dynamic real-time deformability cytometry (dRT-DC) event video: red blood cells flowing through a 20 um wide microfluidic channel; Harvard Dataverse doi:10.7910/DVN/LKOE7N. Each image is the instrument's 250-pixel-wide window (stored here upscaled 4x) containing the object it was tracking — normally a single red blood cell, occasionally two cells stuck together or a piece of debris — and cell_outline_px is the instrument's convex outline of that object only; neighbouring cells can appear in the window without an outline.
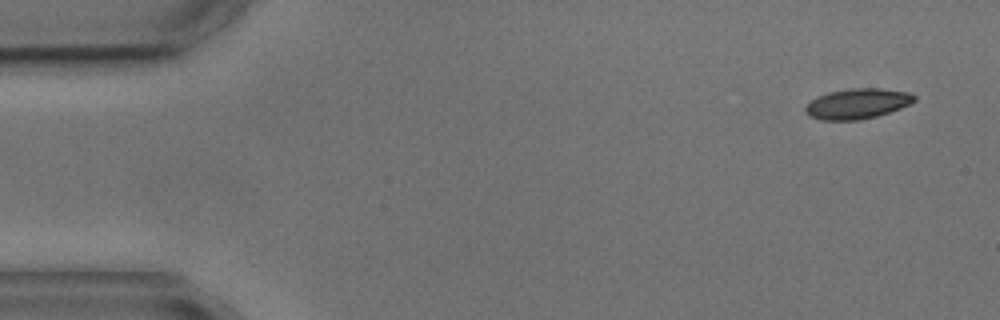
{"species": "common noctule bat (a hibernating species)", "species_latin": "Nyctalus noctula", "temperature_condition": "cold", "stored_images_in_passage": 5, "camera_frame_rate_fps": 3000, "um_per_image_px": 0.085, "animal": {"sex": "male", "body_mass_g": 17.9, "forearm_length_mm": 54.2}, "frame": {"image": 1, "passage_image": 1, "time_ms": 0.0, "image_size_px": [1000, 320], "cell_outline_px": [[916, 100], [900, 108], [876, 116], [860, 120], [820, 120], [808, 116], [804, 112], [804, 108], [812, 100], [828, 92], [852, 88], [880, 88], [912, 92], [916, 96]], "centroid_in_image_um": [72.88, 8.81], "position_along_channel_um": 12.1, "area_um2": 19.25}}
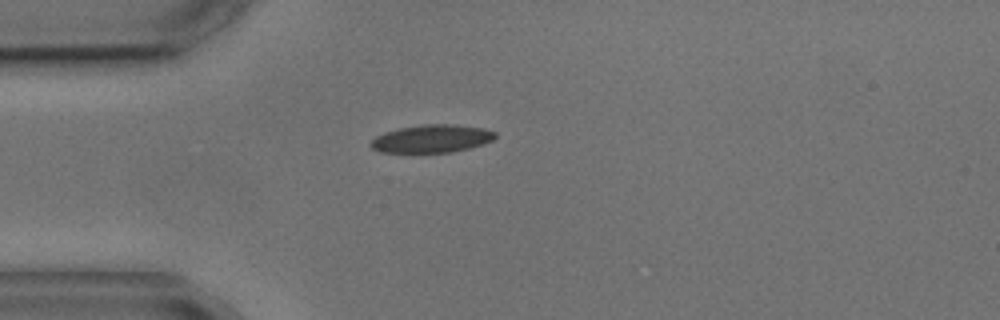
{"frame": {"image": 2, "passage_image": 4, "time_ms": 3.667, "image_size_px": [1000, 320], "cell_outline_px": [[496, 136], [492, 140], [484, 144], [452, 152], [380, 152], [372, 148], [368, 144], [376, 136], [384, 132], [400, 128], [424, 124], [452, 124], [484, 128], [496, 132]], "centroid_in_image_um": [36.7, 11.78], "position_along_channel_um": 48.3, "area_um2": 20.17}}